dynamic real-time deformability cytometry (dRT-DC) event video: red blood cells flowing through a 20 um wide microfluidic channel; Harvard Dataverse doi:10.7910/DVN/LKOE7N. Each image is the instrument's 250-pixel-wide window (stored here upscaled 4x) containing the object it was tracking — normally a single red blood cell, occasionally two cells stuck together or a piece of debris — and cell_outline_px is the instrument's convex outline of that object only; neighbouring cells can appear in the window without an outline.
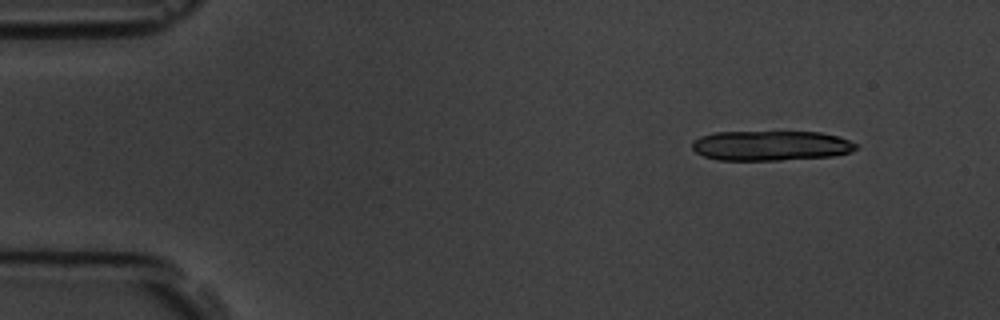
{"species": "common noctule bat (a hibernating species)", "species_latin": "Nyctalus noctula", "temperature_condition": "room temperature", "stored_images_in_passage": 4, "camera_frame_rate_fps": 3000, "um_per_image_px": 0.085, "animal": {"sex": "male", "body_mass_g": 19.5, "forearm_length_mm": 54.6}, "frame": {"image": 1, "passage_image": 1, "time_ms": 0.0, "image_size_px": [1000, 320], "cell_outline_px": [[860, 144], [852, 152], [832, 156], [780, 160], [716, 160], [704, 156], [696, 152], [692, 148], [692, 140], [700, 136], [716, 132], [820, 132], [840, 136]], "centroid_in_image_um": [65.55, 12.38], "position_along_channel_um": 19.5, "area_um2": 28.84}}